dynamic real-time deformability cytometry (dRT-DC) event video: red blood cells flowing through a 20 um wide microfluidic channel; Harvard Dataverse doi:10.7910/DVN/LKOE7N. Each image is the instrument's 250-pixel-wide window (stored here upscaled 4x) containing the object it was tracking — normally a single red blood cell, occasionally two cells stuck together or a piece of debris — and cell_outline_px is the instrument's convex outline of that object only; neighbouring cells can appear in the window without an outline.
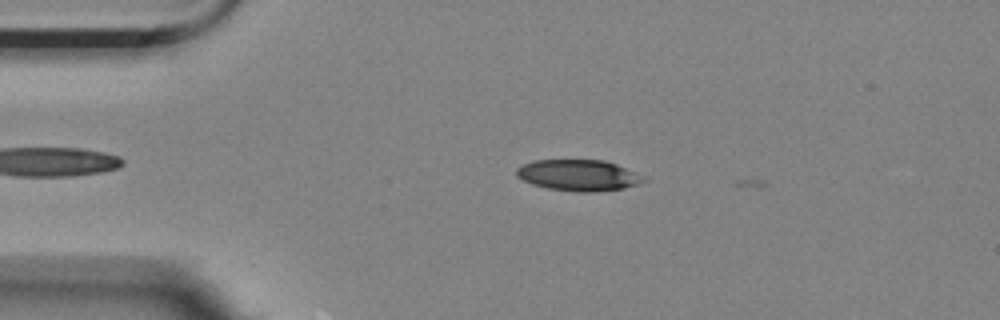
{"species": "Egyptian fruit bat (a non-hibernating species)", "species_latin": "Rousettus aegyptiacus", "temperature_condition": "room temperature", "stored_images_in_passage": 3, "camera_frame_rate_fps": 3000, "um_per_image_px": 0.085, "animal": {"sex": "female"}, "frame": {"image": 1, "passage_image": 1, "time_ms": 0.0, "image_size_px": [1000, 320], "cell_outline_px": [[648, 180], [640, 184], [624, 188], [596, 192], [576, 192], [548, 188], [532, 184], [516, 176], [516, 168], [524, 164], [536, 160], [604, 160], [616, 164], [644, 176]], "centroid_in_image_um": [49.2, 14.9], "position_along_channel_um": 35.8, "area_um2": 23.12}}